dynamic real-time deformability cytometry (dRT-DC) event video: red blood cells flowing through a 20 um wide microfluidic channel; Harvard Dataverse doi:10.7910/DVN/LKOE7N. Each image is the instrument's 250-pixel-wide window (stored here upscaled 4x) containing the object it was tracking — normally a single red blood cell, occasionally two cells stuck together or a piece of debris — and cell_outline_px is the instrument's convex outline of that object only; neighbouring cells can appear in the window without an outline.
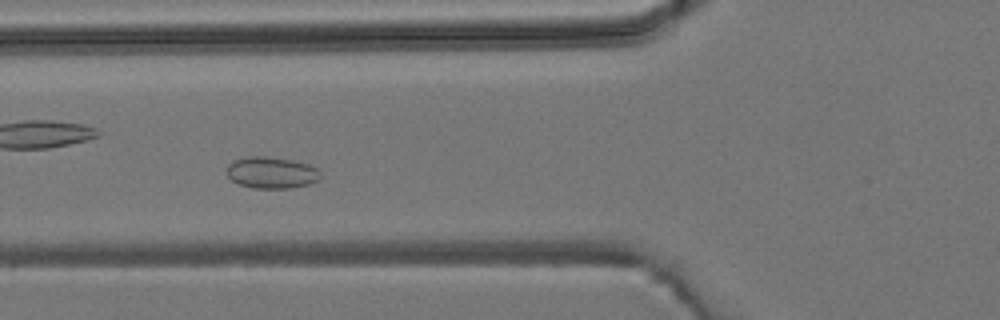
{"species": "common noctule bat (a hibernating species)", "species_latin": "Nyctalus noctula", "temperature_condition": "room temperature", "stored_images_in_passage": 6, "camera_frame_rate_fps": 3000, "um_per_image_px": 0.085, "animal": {"sex": "male", "body_mass_g": 19.2, "forearm_length_mm": 51.8}, "frame": {"image": 1, "passage_image": 6, "time_ms": 6.0, "image_size_px": [1000, 320], "cell_outline_px": [[320, 180], [308, 184], [292, 188], [252, 188], [240, 184], [232, 180], [228, 176], [228, 164], [232, 160], [248, 156], [264, 156], [292, 160], [308, 164], [316, 168], [320, 172]], "centroid_in_image_um": [23.08, 14.67], "position_along_channel_um": 102.7, "area_um2": 17.22}}